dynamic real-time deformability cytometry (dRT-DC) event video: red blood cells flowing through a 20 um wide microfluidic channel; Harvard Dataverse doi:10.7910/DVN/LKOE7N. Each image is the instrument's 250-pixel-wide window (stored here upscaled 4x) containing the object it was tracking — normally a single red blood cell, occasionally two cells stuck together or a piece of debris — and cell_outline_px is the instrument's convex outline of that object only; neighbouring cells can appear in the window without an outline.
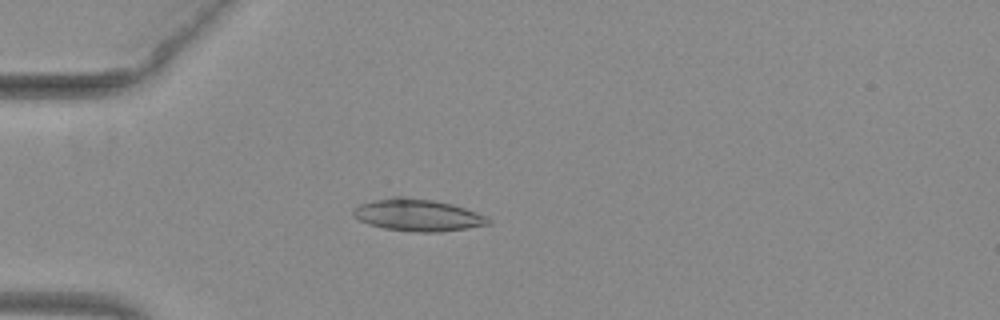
{"species": "common noctule bat (a hibernating species)", "species_latin": "Nyctalus noctula", "temperature_condition": "warm", "stored_images_in_passage": 25, "camera_frame_rate_fps": 3000, "um_per_image_px": 0.085, "animal": {"sex": "female", "body_mass_g": 29.2, "forearm_length_mm": 56.3}, "frame": {"image": 1, "passage_image": 15, "time_ms": 4.667, "image_size_px": [1000, 320], "cell_outline_px": [[492, 220], [488, 224], [440, 232], [412, 232], [384, 228], [368, 224], [352, 216], [352, 208], [360, 204], [372, 200], [392, 196], [404, 196], [432, 200], [452, 204], [488, 216]], "centroid_in_image_um": [35.46, 18.27], "position_along_channel_um": 49.5, "area_um2": 25.32}}